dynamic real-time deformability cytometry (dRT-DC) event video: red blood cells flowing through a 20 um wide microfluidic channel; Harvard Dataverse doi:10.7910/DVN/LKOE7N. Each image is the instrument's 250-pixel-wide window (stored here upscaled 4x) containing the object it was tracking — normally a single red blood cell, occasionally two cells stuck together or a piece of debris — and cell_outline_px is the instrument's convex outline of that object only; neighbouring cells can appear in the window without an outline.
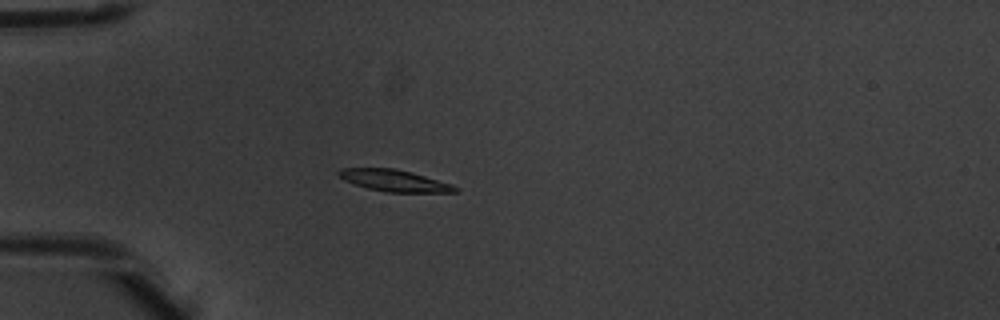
{"species": "common noctule bat (a hibernating species)", "species_latin": "Nyctalus noctula", "temperature_condition": "warm", "stored_images_in_passage": 4, "camera_frame_rate_fps": 3000, "um_per_image_px": 0.085, "animal": {"sex": "male", "body_mass_g": 20.1, "forearm_length_mm": 53.5}, "frame": {"image": 1, "passage_image": 4, "time_ms": 1.0, "image_size_px": [1000, 320], "cell_outline_px": [[460, 192], [388, 192], [368, 188], [344, 180], [336, 172], [340, 168], [396, 168], [412, 172], [452, 184], [460, 188]], "centroid_in_image_um": [33.56, 15.34], "position_along_channel_um": 51.4, "area_um2": 14.68}}